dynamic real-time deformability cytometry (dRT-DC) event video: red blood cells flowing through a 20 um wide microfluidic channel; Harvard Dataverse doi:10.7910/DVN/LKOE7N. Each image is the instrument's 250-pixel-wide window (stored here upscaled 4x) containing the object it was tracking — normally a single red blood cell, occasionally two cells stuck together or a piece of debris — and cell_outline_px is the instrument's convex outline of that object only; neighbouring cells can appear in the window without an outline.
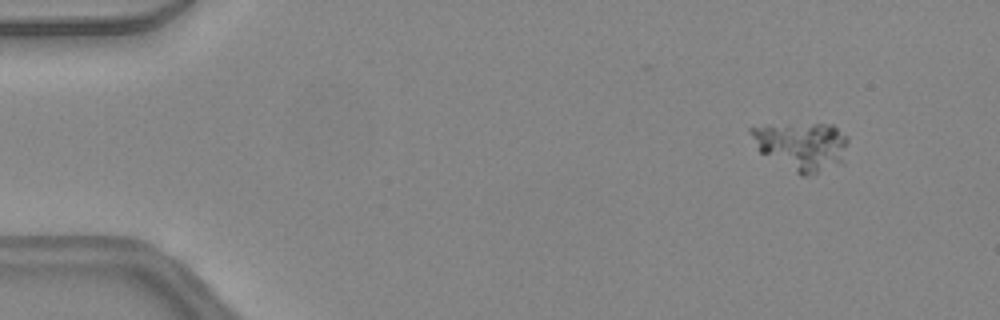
{"species": "common noctule bat (a hibernating species)", "species_latin": "Nyctalus noctula", "temperature_condition": "warm", "stored_images_in_passage": 43, "camera_frame_rate_fps": 3000, "um_per_image_px": 0.085, "animal": {"sex": "female", "body_mass_g": 24.6, "forearm_length_mm": 56.2}, "frame": {"image": 1, "passage_image": 1, "time_ms": 0.0, "image_size_px": [1000, 320], "cell_outline_px": [[848, 140], [844, 164], [804, 176], [800, 176], [760, 152], [748, 132], [748, 128], [812, 124], [832, 124], [848, 136]], "centroid_in_image_um": [68.21, 12.45], "position_along_channel_um": 16.8, "area_um2": 27.11}}
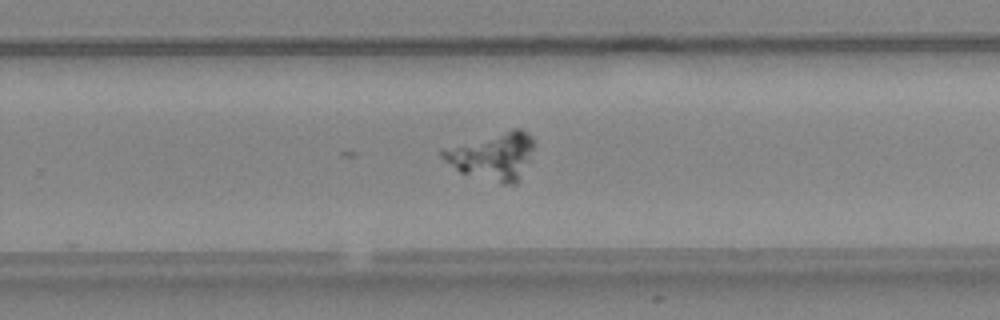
{"frame": {"image": 2, "passage_image": 27, "time_ms": 8.667, "image_size_px": [1000, 320], "cell_outline_px": [[532, 148], [528, 160], [516, 184], [500, 184], [460, 172], [444, 160], [440, 156], [440, 148], [512, 128], [520, 128], [528, 132], [532, 136]], "centroid_in_image_um": [41.82, 13.24], "position_along_channel_um": 288.0, "area_um2": 25.26}}
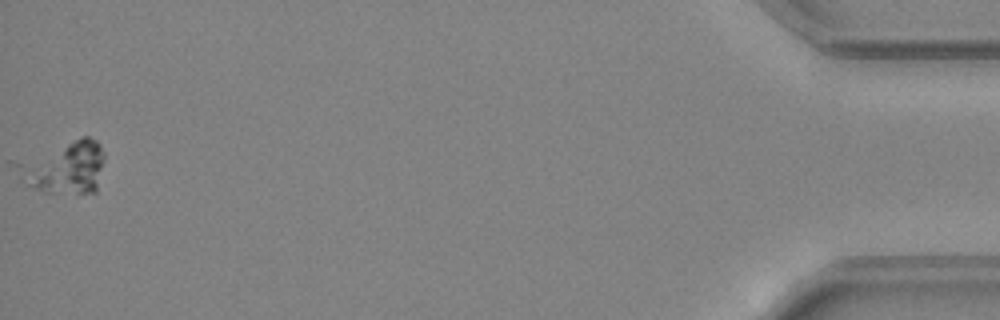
{"frame": {"image": 3, "passage_image": 43, "time_ms": 14.0, "image_size_px": [1000, 320], "cell_outline_px": [[104, 160], [96, 192], [44, 192], [24, 184], [68, 144], [80, 136], [88, 136], [96, 140], [100, 144], [104, 152]], "centroid_in_image_um": [6.11, 14.33], "position_along_channel_um": 429.1, "area_um2": 20.98}}